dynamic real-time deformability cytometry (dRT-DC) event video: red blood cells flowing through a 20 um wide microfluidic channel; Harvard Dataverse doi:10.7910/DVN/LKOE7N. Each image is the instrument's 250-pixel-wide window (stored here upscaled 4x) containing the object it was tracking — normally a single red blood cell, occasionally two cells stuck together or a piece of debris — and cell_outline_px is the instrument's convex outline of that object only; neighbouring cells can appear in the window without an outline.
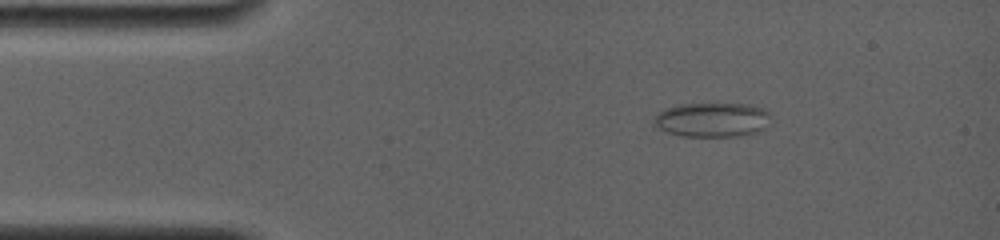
{"species": "common noctule bat (a hibernating species)", "species_latin": "Nyctalus noctula", "temperature_condition": "room temperature", "stored_images_in_passage": 13, "camera_frame_rate_fps": 4000, "um_per_image_px": 0.085, "animal": {"sex": "female", "body_mass_g": 19.0, "forearm_length_mm": 56.7}, "frame": {"image": 1, "passage_image": 5, "time_ms": 1.75, "image_size_px": [1000, 240], "cell_outline_px": [[772, 124], [768, 128], [760, 132], [744, 136], [684, 136], [668, 132], [652, 124], [652, 120], [664, 108], [680, 104], [752, 104], [764, 108], [768, 112]], "centroid_in_image_um": [60.63, 10.18], "position_along_channel_um": 24.4, "area_um2": 23.87}}
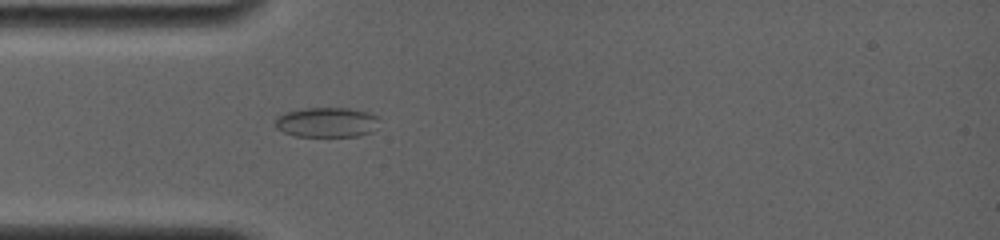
{"frame": {"image": 2, "passage_image": 11, "time_ms": 4.0, "image_size_px": [1000, 240], "cell_outline_px": [[380, 116], [372, 132], [356, 136], [296, 136], [284, 132], [276, 128], [276, 116], [288, 112], [304, 108], [348, 108], [368, 112]], "centroid_in_image_um": [27.78, 10.39], "position_along_channel_um": 57.2, "area_um2": 18.03}}
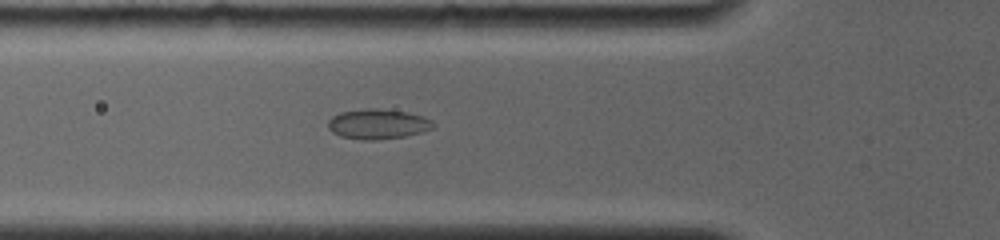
{"frame": {"image": 3, "passage_image": 13, "time_ms": 5.0, "image_size_px": [1000, 240], "cell_outline_px": [[436, 124], [432, 128], [420, 132], [404, 136], [376, 140], [364, 140], [340, 136], [332, 132], [328, 128], [328, 120], [332, 116], [340, 112], [364, 108], [376, 108], [408, 112], [432, 120]], "centroid_in_image_um": [32.08, 10.53], "position_along_channel_um": 93.7, "area_um2": 18.38}}